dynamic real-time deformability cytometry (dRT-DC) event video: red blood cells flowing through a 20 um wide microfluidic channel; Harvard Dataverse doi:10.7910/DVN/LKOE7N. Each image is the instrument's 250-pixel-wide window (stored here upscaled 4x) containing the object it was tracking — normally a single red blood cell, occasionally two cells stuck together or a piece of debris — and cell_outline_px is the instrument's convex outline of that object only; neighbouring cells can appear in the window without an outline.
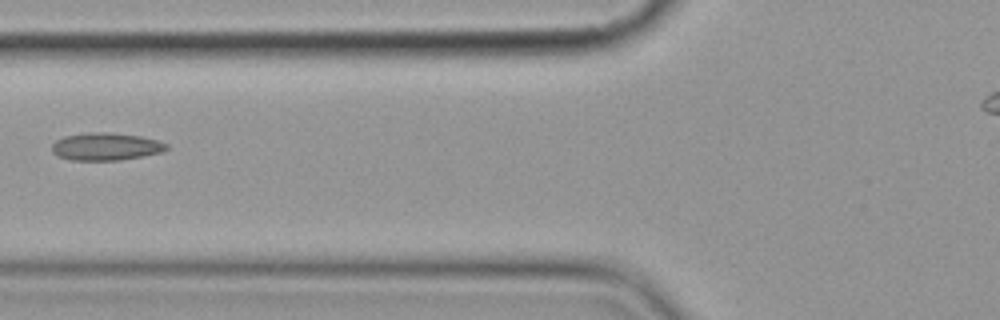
{"species": "common noctule bat (a hibernating species)", "species_latin": "Nyctalus noctula", "temperature_condition": "cold", "stored_images_in_passage": 3, "camera_frame_rate_fps": 3000, "um_per_image_px": 0.085, "animal": {"sex": "female", "body_mass_g": 19.9}, "frame": {"image": 1, "passage_image": 3, "time_ms": 2.333, "image_size_px": [1000, 320], "cell_outline_px": [[168, 148], [164, 152], [120, 160], [72, 160], [56, 156], [52, 152], [52, 144], [56, 140], [64, 136], [88, 132], [108, 132], [140, 136], [160, 140], [168, 144]], "centroid_in_image_um": [9.01, 12.45], "position_along_channel_um": 116.8, "area_um2": 18.61}}